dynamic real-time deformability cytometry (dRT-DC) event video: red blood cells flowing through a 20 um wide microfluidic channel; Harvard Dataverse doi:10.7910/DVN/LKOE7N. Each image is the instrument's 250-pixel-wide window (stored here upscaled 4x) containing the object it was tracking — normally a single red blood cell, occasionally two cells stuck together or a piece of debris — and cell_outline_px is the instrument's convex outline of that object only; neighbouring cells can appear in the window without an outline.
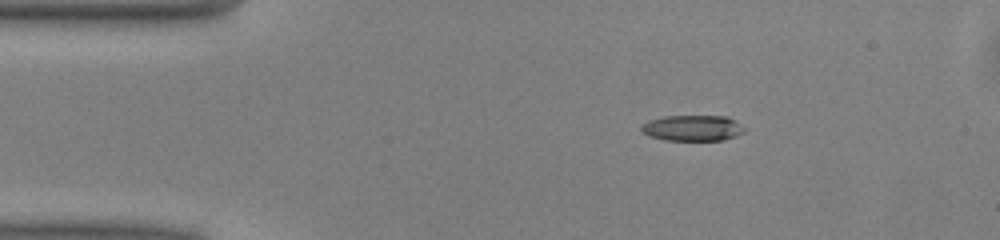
{"species": "common noctule bat (a hibernating species)", "species_latin": "Nyctalus noctula", "temperature_condition": "warm", "stored_images_in_passage": 49, "camera_frame_rate_fps": 3000, "um_per_image_px": 0.085, "animal": {"sex": "male", "body_mass_g": 13.0, "forearm_length_mm": 53.1}, "frame": {"image": 1, "passage_image": 7, "time_ms": 2.0, "image_size_px": [1000, 240], "cell_outline_px": [[748, 128], [744, 132], [736, 136], [724, 140], [664, 140], [648, 136], [640, 132], [640, 124], [648, 120], [664, 116], [728, 116], [736, 120]], "centroid_in_image_um": [58.87, 10.88], "position_along_channel_um": 26.1, "area_um2": 15.95}}
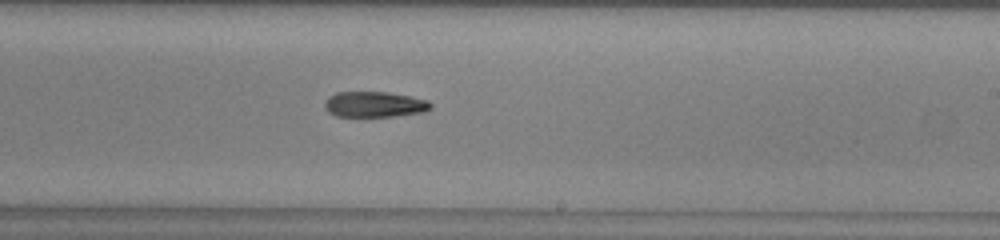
{"frame": {"image": 2, "passage_image": 28, "time_ms": 9.0, "image_size_px": [1000, 240], "cell_outline_px": [[432, 108], [424, 112], [392, 116], [336, 116], [328, 112], [324, 108], [324, 104], [328, 96], [336, 92], [388, 92], [412, 96], [428, 100], [432, 104]], "centroid_in_image_um": [31.83, 8.86], "position_along_channel_um": 257.2, "area_um2": 15.95}}
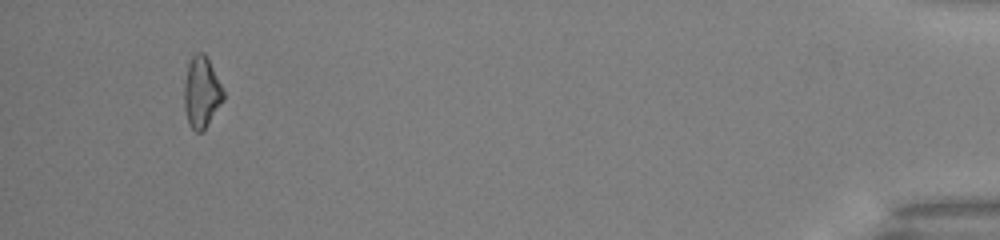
{"frame": {"image": 3, "passage_image": 46, "time_ms": 15.0, "image_size_px": [1000, 240], "cell_outline_px": [[224, 100], [204, 128], [200, 132], [196, 132], [188, 124], [184, 108], [184, 80], [188, 64], [192, 56], [196, 52], [204, 52], [224, 92]], "centroid_in_image_um": [17.1, 7.84], "position_along_channel_um": 418.1, "area_um2": 16.01}, "authors_computed_cell_mechanics": {"area_um2": 16.2996, "velocity_mm_per_s": 4.0803, "shape_relaxation_time_tau1_ms": 6.2389, "shape_relaxation_time_tau2_ms": null, "deformation_change_tau1": 0.1451, "deformation_change_tau2": null}}